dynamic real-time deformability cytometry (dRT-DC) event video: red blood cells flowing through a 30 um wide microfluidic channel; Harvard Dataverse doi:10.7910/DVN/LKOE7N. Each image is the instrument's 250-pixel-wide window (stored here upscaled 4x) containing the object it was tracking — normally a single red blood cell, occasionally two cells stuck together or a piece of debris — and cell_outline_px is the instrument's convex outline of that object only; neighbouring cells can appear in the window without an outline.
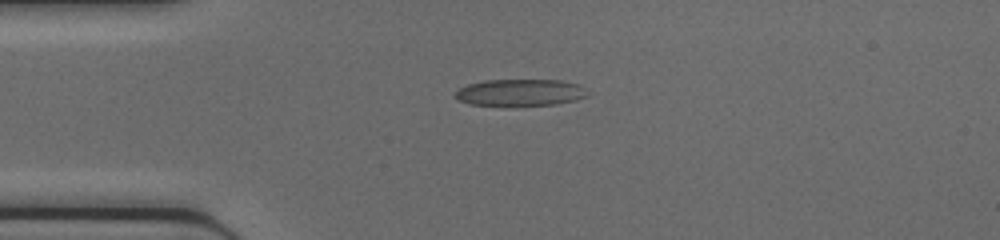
{"species": "common noctule bat (a hibernating species)", "species_latin": "Nyctalus noctula", "temperature_condition": "cold", "stored_images_in_passage": 44, "camera_frame_rate_fps": 3000, "um_per_image_px": 0.085, "animal": {"sex": "female", "body_mass_g": 17.0, "forearm_length_mm": 48.0}, "frame": {"image": 1, "passage_image": 10, "time_ms": 3.0, "image_size_px": [1000, 240], "cell_outline_px": [[588, 96], [556, 104], [472, 104], [460, 100], [452, 96], [460, 88], [468, 84], [484, 80], [560, 80], [580, 84], [588, 92]], "centroid_in_image_um": [44.24, 7.83], "position_along_channel_um": 40.8, "area_um2": 20.11}}
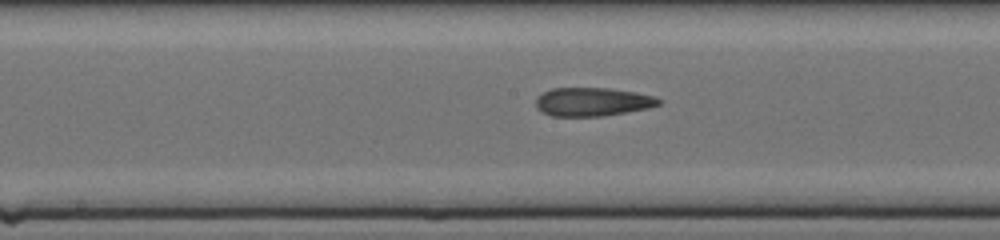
{"frame": {"image": 2, "passage_image": 22, "time_ms": 7.0, "image_size_px": [1000, 240], "cell_outline_px": [[664, 100], [660, 104], [648, 108], [604, 116], [552, 116], [536, 108], [536, 96], [552, 88], [608, 88], [636, 92], [656, 96]], "centroid_in_image_um": [50.39, 8.65], "position_along_channel_um": 197.8, "area_um2": 20.58}}
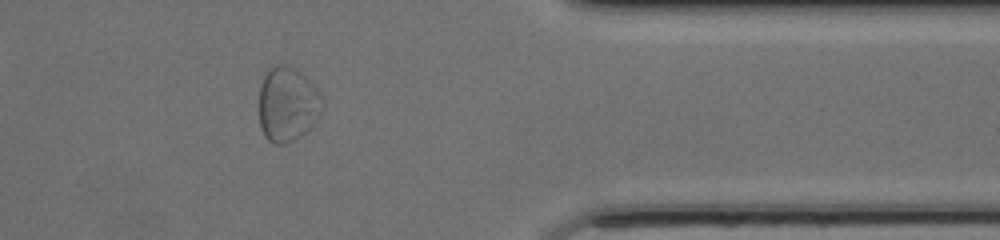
{"frame": {"image": 3, "passage_image": 36, "time_ms": 11.667, "image_size_px": [1000, 240], "cell_outline_px": [[324, 108], [312, 124], [296, 140], [284, 144], [276, 144], [268, 140], [264, 136], [260, 128], [260, 84], [264, 76], [276, 64], [284, 64], [292, 68], [304, 76], [316, 88], [324, 104]], "centroid_in_image_um": [24.43, 8.89], "position_along_channel_um": 387.0, "area_um2": 27.17}}